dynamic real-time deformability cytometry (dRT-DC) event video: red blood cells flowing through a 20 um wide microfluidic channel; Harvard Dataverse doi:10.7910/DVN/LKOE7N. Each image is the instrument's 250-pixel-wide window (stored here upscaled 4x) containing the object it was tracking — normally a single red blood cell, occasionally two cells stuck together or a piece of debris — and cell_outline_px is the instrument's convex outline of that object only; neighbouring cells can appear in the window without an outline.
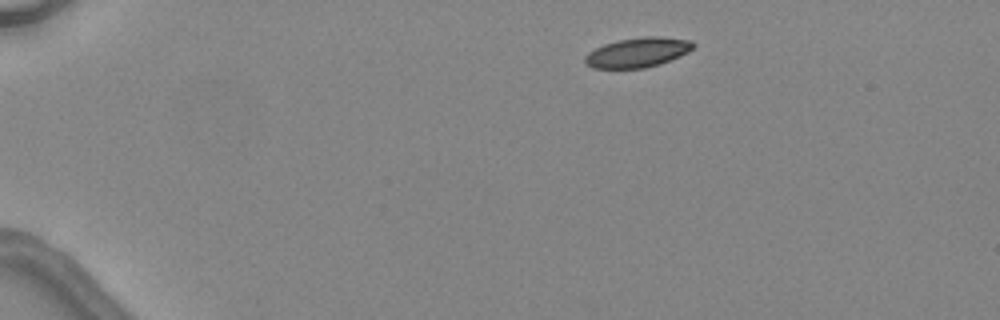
{"species": "common noctule bat (a hibernating species)", "species_latin": "Nyctalus noctula", "temperature_condition": "warm", "stored_images_in_passage": 3, "camera_frame_rate_fps": 3000, "um_per_image_px": 0.085, "animal": {"sex": "female", "body_mass_g": 24.6, "forearm_length_mm": 56.2}, "frame": {"image": 1, "passage_image": 1, "time_ms": 0.0, "image_size_px": [1000, 320], "cell_outline_px": [[696, 44], [688, 52], [660, 64], [644, 68], [592, 68], [584, 64], [584, 56], [588, 52], [604, 44], [620, 40], [644, 36], [660, 36], [692, 40]], "centroid_in_image_um": [54.19, 4.45], "position_along_channel_um": 30.8, "area_um2": 18.79}}